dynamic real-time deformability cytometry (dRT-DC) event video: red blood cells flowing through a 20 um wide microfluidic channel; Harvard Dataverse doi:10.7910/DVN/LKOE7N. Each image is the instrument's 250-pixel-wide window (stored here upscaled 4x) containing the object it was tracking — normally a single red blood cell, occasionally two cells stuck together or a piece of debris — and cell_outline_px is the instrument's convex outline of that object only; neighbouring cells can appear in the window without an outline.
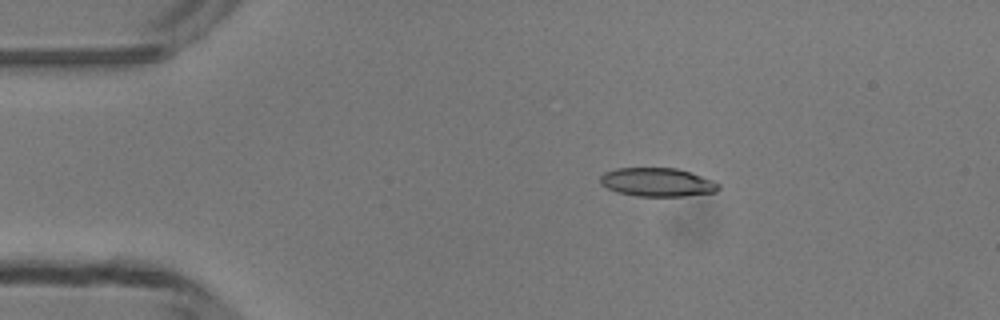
{"species": "common noctule bat (a hibernating species)", "species_latin": "Nyctalus noctula", "temperature_condition": "room temperature", "stored_images_in_passage": 48, "camera_frame_rate_fps": 3000, "um_per_image_px": 0.085, "animal": {"sex": "male", "body_mass_g": 13.3}, "frame": {"image": 1, "passage_image": 8, "time_ms": 2.333, "image_size_px": [1000, 320], "cell_outline_px": [[720, 188], [716, 192], [684, 196], [636, 196], [616, 192], [600, 184], [600, 176], [604, 172], [616, 168], [676, 168], [692, 172], [712, 180], [720, 184]], "centroid_in_image_um": [55.87, 15.48], "position_along_channel_um": 29.1, "area_um2": 19.88}}
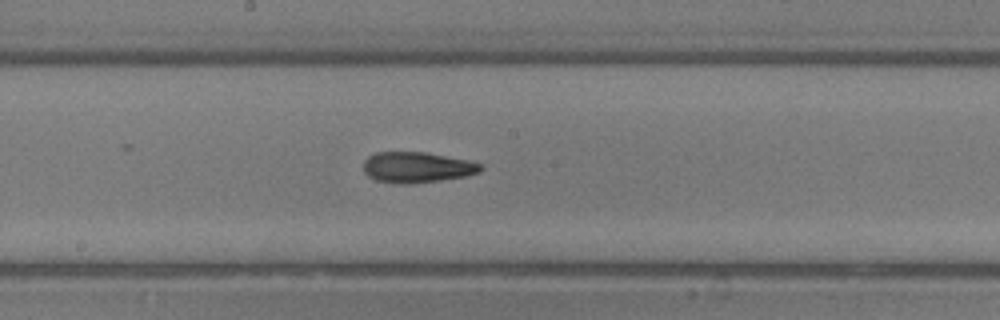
{"frame": {"image": 2, "passage_image": 25, "time_ms": 8.0, "image_size_px": [1000, 320], "cell_outline_px": [[484, 168], [480, 172], [464, 176], [440, 180], [412, 184], [400, 184], [376, 180], [368, 176], [364, 172], [364, 160], [368, 156], [376, 152], [424, 152], [468, 160], [480, 164]], "centroid_in_image_um": [35.42, 14.22], "position_along_channel_um": 212.8, "area_um2": 20.92}}
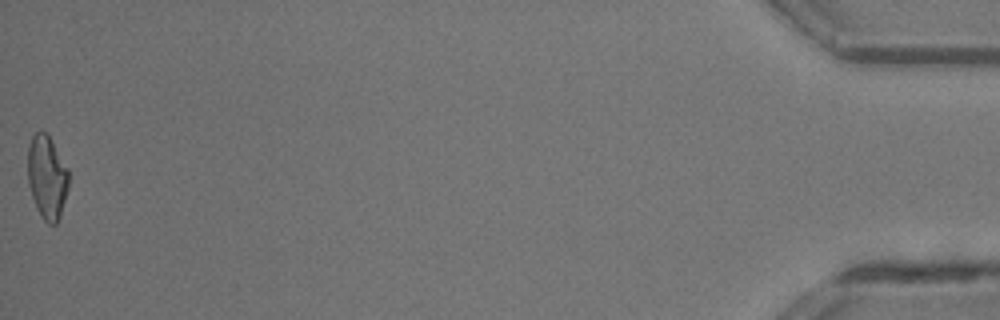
{"frame": {"image": 3, "passage_image": 48, "time_ms": 15.667, "image_size_px": [1000, 320], "cell_outline_px": [[68, 188], [60, 216], [56, 224], [48, 224], [40, 216], [36, 208], [28, 184], [28, 144], [32, 136], [36, 132], [44, 132], [48, 136], [68, 168]], "centroid_in_image_um": [3.98, 15.09], "position_along_channel_um": 431.2, "area_um2": 19.77}, "authors_computed_cell_mechanics": {"area_um2": 20.3167, "velocity_mm_per_s": 4.2112, "shape_relaxation_time_tau1_ms": 10.0517, "shape_relaxation_time_tau2_ms": 3.0669, "deformation_change_tau1": 0.291, "deformation_change_tau2": 0.1182}}